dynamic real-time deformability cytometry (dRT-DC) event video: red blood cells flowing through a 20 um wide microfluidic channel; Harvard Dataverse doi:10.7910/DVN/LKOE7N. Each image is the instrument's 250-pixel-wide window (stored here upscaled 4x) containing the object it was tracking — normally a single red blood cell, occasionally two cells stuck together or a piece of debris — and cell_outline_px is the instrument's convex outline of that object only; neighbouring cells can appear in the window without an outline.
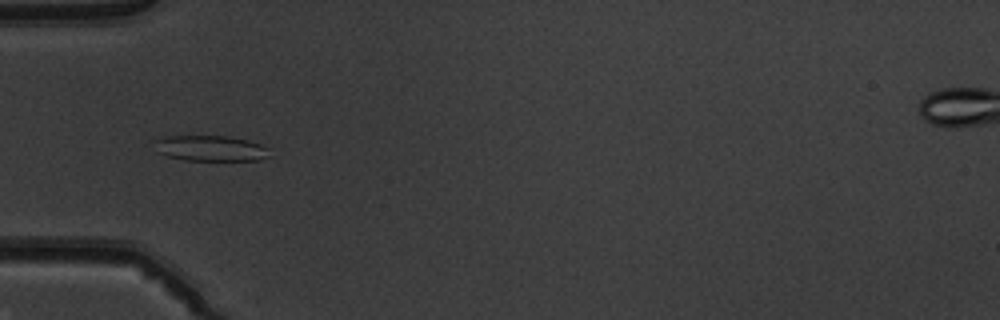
{"species": "common noctule bat (a hibernating species)", "species_latin": "Nyctalus noctula", "temperature_condition": "warm", "stored_images_in_passage": 51, "camera_frame_rate_fps": 3000, "um_per_image_px": 0.085, "animal": {"sex": "male", "body_mass_g": 19.5, "forearm_length_mm": 54.6}, "frame": {"image": 1, "passage_image": 17, "time_ms": 5.333, "image_size_px": [1000, 320], "cell_outline_px": [[268, 156], [256, 160], [184, 160], [168, 156], [156, 152], [152, 140], [164, 136], [228, 136], [248, 140], [260, 144], [268, 148]], "centroid_in_image_um": [17.82, 12.59], "position_along_channel_um": 67.2, "area_um2": 17.22}}
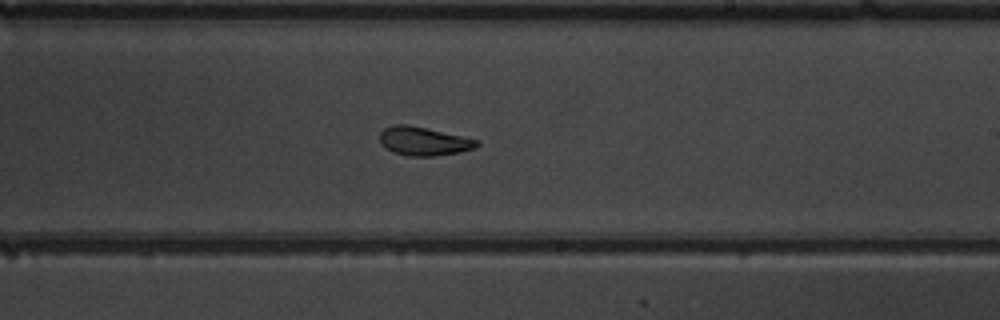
{"frame": {"image": 2, "passage_image": 31, "time_ms": 10.0, "image_size_px": [1000, 320], "cell_outline_px": [[480, 144], [476, 148], [460, 152], [436, 156], [408, 156], [392, 152], [380, 144], [380, 132], [384, 128], [392, 124], [408, 124], [480, 140]], "centroid_in_image_um": [36.01, 12.0], "position_along_channel_um": 253.0, "area_um2": 16.42}}
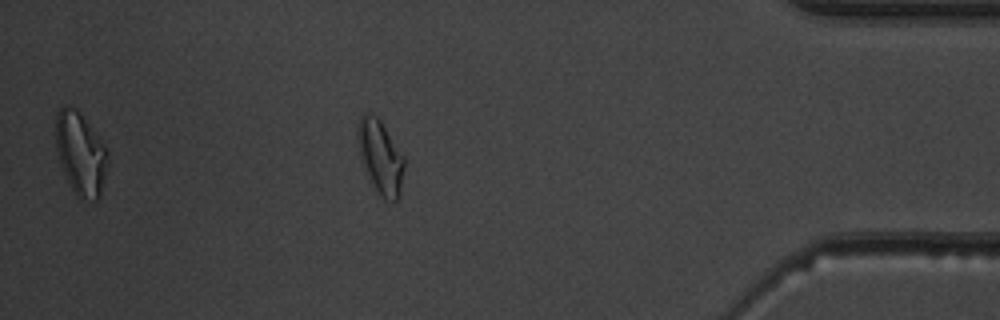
{"frame": {"image": 3, "passage_image": 45, "time_ms": 14.667, "image_size_px": [1000, 320], "cell_outline_px": [[404, 168], [400, 192], [396, 200], [384, 200], [380, 196], [368, 180], [360, 160], [356, 140], [356, 128], [360, 116], [368, 112], [376, 116], [380, 120], [404, 156]], "centroid_in_image_um": [32.28, 13.33], "position_along_channel_um": 402.9, "area_um2": 20.35}, "authors_computed_cell_mechanics": {"area_um2": 17.5712, "velocity_mm_per_s": 4.0099, "shape_relaxation_time_tau1_ms": 7.5518, "shape_relaxation_time_tau2_ms": 2.5432, "deformation_change_tau1": 0.1732, "deformation_change_tau2": 0.0794}}